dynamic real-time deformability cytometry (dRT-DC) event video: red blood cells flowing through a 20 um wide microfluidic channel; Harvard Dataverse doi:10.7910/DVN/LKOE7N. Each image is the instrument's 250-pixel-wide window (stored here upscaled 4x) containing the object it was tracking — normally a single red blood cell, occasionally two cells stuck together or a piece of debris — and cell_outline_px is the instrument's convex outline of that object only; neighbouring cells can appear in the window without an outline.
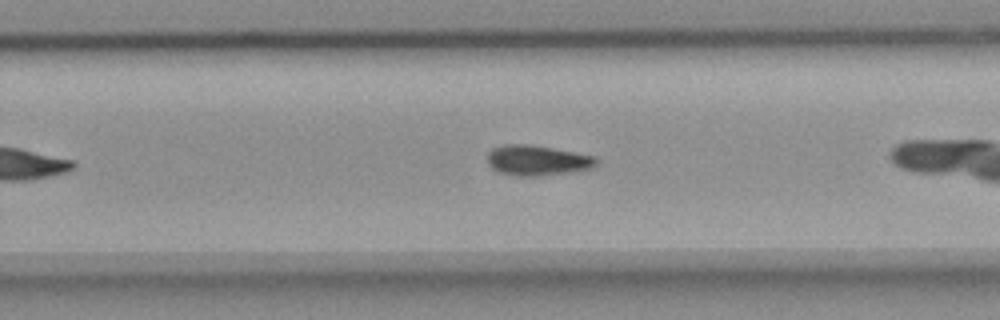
{"species": "common noctule bat (a hibernating species)", "species_latin": "Nyctalus noctula", "temperature_condition": "room temperature", "stored_images_in_passage": 28, "camera_frame_rate_fps": 3000, "um_per_image_px": 0.085, "animal": {"sex": "female", "body_mass_g": 18.4}, "frame": {"image": 1, "passage_image": 20, "time_ms": 6.333, "image_size_px": [1000, 320], "cell_outline_px": [[596, 164], [592, 168], [568, 172], [536, 176], [520, 176], [500, 172], [492, 168], [488, 164], [488, 152], [492, 148], [504, 144], [532, 144], [596, 156]], "centroid_in_image_um": [45.65, 13.61], "position_along_channel_um": 284.2, "area_um2": 19.13}}